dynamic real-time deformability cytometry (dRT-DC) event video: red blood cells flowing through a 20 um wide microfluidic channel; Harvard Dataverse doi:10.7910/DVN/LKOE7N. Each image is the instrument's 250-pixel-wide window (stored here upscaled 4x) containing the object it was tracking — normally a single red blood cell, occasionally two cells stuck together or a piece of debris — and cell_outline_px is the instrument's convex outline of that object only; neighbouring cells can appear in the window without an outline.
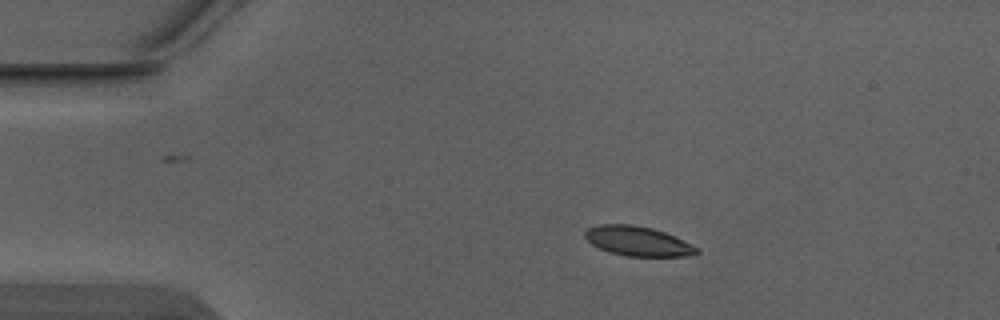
{"species": "Egyptian fruit bat (a non-hibernating species)", "species_latin": "Rousettus aegyptiacus", "temperature_condition": "warm", "stored_images_in_passage": 3, "camera_frame_rate_fps": 3000, "um_per_image_px": 0.085, "animal": {"sex": "male"}, "frame": {"image": 1, "passage_image": 1, "time_ms": 0.0, "image_size_px": [1000, 320], "cell_outline_px": [[700, 252], [692, 256], [624, 256], [600, 248], [592, 244], [584, 236], [584, 232], [588, 228], [600, 224], [632, 224], [652, 228], [664, 232], [700, 248]], "centroid_in_image_um": [54.23, 20.5], "position_along_channel_um": 30.8, "area_um2": 19.19}}
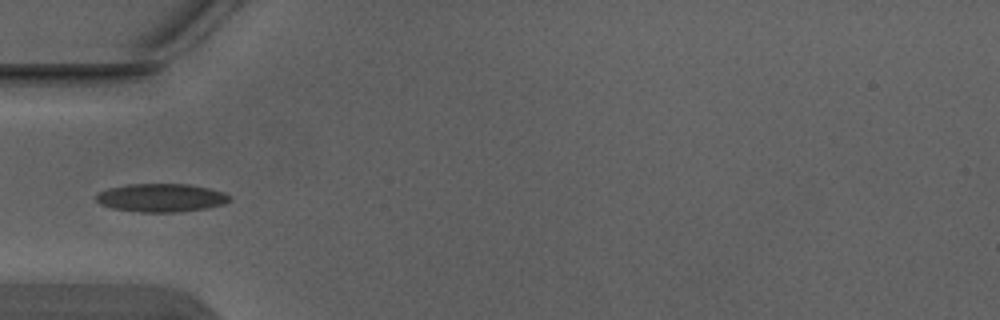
{"frame": {"image": 2, "passage_image": 3, "time_ms": 0.667, "image_size_px": [1000, 320], "cell_outline_px": [[232, 200], [224, 204], [208, 208], [176, 212], [140, 212], [112, 208], [100, 204], [96, 200], [96, 196], [100, 192], [108, 188], [128, 184], [188, 184], [208, 188], [224, 192], [232, 196]], "centroid_in_image_um": [13.74, 16.81], "position_along_channel_um": 71.3, "area_um2": 22.08}}